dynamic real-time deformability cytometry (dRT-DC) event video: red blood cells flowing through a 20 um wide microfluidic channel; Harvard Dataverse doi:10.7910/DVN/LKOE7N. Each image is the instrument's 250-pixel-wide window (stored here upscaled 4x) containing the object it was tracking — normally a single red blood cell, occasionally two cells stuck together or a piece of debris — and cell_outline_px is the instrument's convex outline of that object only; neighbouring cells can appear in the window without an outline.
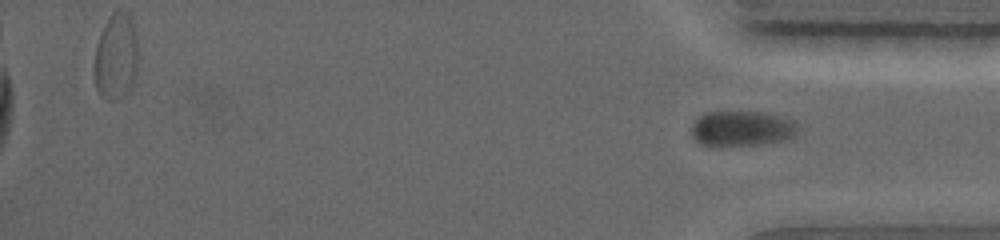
{"species": "common noctule bat (a hibernating species)", "species_latin": "Nyctalus noctula", "temperature_condition": "warm", "stored_images_in_passage": 61, "segment_of_instrument_passage": [2, 2], "camera_frame_rate_fps": 5000, "um_per_image_px": 0.085, "animal": {"sex": "female", "body_mass_g": 19.0, "forearm_length_mm": 56.7}, "frame": {"image": 1, "passage_image": 61, "time_ms": 11.0, "image_size_px": [1000, 240], "cell_outline_px": [[800, 124], [796, 136], [792, 140], [764, 144], [720, 148], [700, 144], [688, 132], [692, 124], [704, 112], [764, 112], [784, 116]], "centroid_in_image_um": [63.1, 10.96], "position_along_channel_um": 372.1, "area_um2": 23.12}}